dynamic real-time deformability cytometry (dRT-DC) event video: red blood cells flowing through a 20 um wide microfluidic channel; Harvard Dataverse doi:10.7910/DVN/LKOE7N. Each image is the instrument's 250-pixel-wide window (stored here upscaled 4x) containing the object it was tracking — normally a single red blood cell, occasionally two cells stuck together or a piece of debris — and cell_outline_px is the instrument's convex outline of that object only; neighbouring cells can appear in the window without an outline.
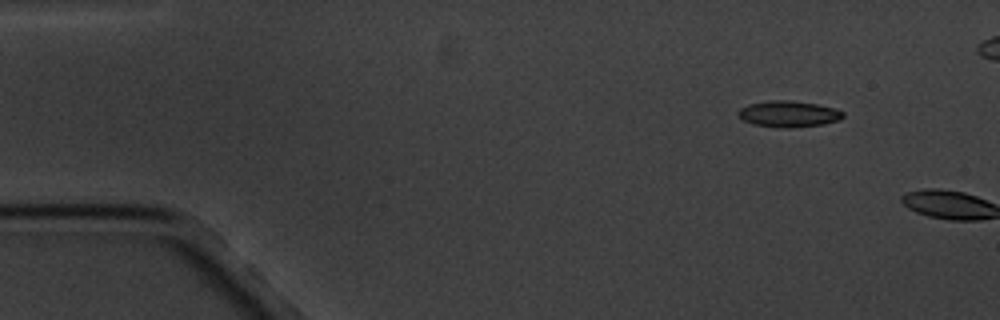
{"species": "common noctule bat (a hibernating species)", "species_latin": "Nyctalus noctula", "temperature_condition": "cold", "stored_images_in_passage": 2, "camera_frame_rate_fps": 3000, "um_per_image_px": 0.085, "animal": {"sex": "male", "body_mass_g": 20.1, "forearm_length_mm": 53.5}, "frame": {"image": 1, "passage_image": 1, "time_ms": 0.0, "image_size_px": [1000, 320], "cell_outline_px": [[844, 116], [840, 120], [824, 124], [788, 128], [780, 128], [752, 124], [744, 120], [736, 112], [740, 108], [748, 104], [768, 100], [792, 100], [820, 104], [844, 112]], "centroid_in_image_um": [67.03, 9.68], "position_along_channel_um": 18.0, "area_um2": 16.18}}